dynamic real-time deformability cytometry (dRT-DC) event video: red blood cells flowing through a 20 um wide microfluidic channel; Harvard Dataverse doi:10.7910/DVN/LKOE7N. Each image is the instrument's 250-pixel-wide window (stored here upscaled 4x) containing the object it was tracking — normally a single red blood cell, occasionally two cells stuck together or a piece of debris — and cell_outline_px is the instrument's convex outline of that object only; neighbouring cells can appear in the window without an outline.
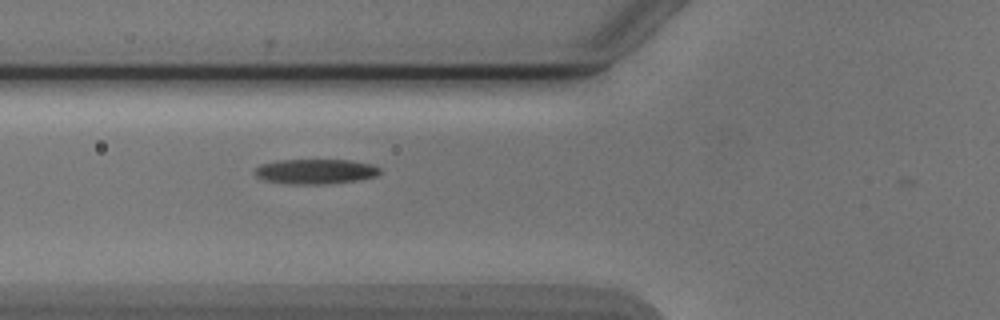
{"species": "Egyptian fruit bat (a non-hibernating species)", "species_latin": "Rousettus aegyptiacus", "temperature_condition": "cold", "stored_images_in_passage": 2, "camera_frame_rate_fps": 3000, "um_per_image_px": 0.085, "animal": {"sex": "male"}, "frame": {"image": 1, "passage_image": 2, "time_ms": 1.0, "image_size_px": [1000, 320], "cell_outline_px": [[380, 172], [376, 176], [356, 180], [324, 184], [288, 184], [264, 180], [256, 176], [252, 172], [260, 164], [276, 160], [348, 160], [372, 164], [380, 168]], "centroid_in_image_um": [26.76, 14.57], "position_along_channel_um": 99.0, "area_um2": 18.21}}